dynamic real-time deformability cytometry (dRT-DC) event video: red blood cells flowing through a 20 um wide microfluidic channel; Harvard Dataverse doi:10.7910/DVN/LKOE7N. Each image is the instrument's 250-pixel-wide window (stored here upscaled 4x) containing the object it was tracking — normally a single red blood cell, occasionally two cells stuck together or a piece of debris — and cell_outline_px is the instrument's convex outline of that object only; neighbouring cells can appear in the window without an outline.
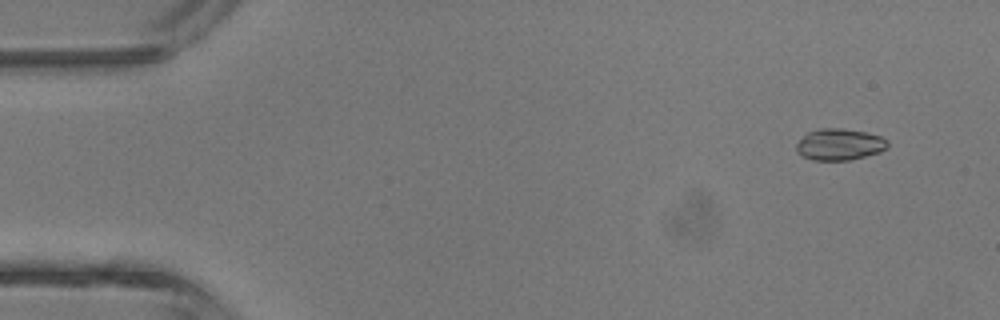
{"species": "common noctule bat (a hibernating species)", "species_latin": "Nyctalus noctula", "temperature_condition": "room temperature", "stored_images_in_passage": 3, "camera_frame_rate_fps": 3000, "um_per_image_px": 0.085, "animal": {"sex": "male", "body_mass_g": 13.3}, "frame": {"image": 1, "passage_image": 1, "time_ms": 0.0, "image_size_px": [1000, 320], "cell_outline_px": [[888, 148], [880, 152], [848, 160], [812, 160], [796, 152], [796, 144], [808, 132], [820, 128], [840, 128], [864, 132], [880, 136], [888, 140]], "centroid_in_image_um": [71.36, 12.28], "position_along_channel_um": 13.6, "area_um2": 16.65}}
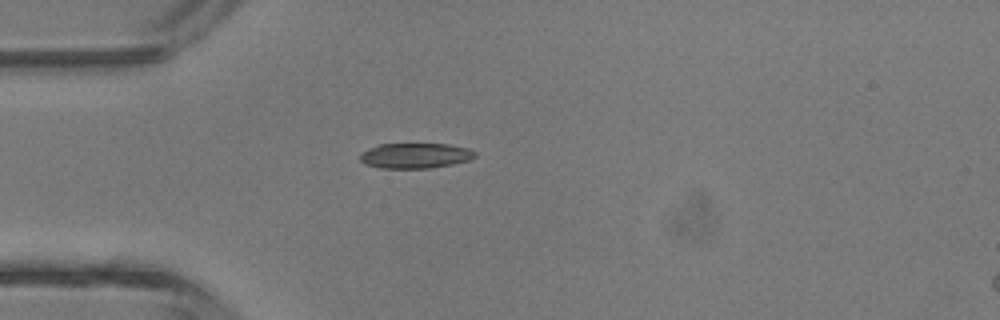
{"frame": {"image": 2, "passage_image": 3, "time_ms": 3.0, "image_size_px": [1000, 320], "cell_outline_px": [[476, 156], [468, 160], [452, 164], [432, 168], [380, 168], [364, 164], [360, 160], [360, 152], [380, 144], [448, 144], [468, 148], [476, 152]], "centroid_in_image_um": [35.28, 13.23], "position_along_channel_um": 49.7, "area_um2": 16.94}}